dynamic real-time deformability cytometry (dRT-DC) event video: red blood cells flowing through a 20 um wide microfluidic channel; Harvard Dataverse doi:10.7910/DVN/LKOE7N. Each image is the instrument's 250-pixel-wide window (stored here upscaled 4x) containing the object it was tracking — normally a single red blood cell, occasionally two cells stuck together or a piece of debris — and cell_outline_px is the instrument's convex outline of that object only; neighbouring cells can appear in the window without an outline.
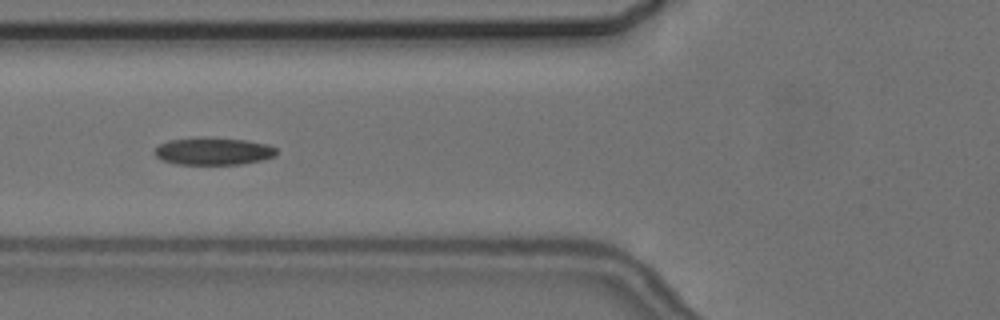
{"species": "common noctule bat (a hibernating species)", "species_latin": "Nyctalus noctula", "temperature_condition": "cold", "stored_images_in_passage": 9, "camera_frame_rate_fps": 3000, "um_per_image_px": 0.085, "animal": {"sex": "female", "body_mass_g": 24.6, "forearm_length_mm": 56.2}, "frame": {"image": 1, "passage_image": 7, "time_ms": 7.0, "image_size_px": [1000, 320], "cell_outline_px": [[276, 156], [264, 160], [240, 164], [176, 164], [160, 160], [152, 152], [160, 144], [168, 140], [200, 136], [248, 140], [268, 144], [276, 148]], "centroid_in_image_um": [18.12, 12.84], "position_along_channel_um": 107.7, "area_um2": 19.88}}
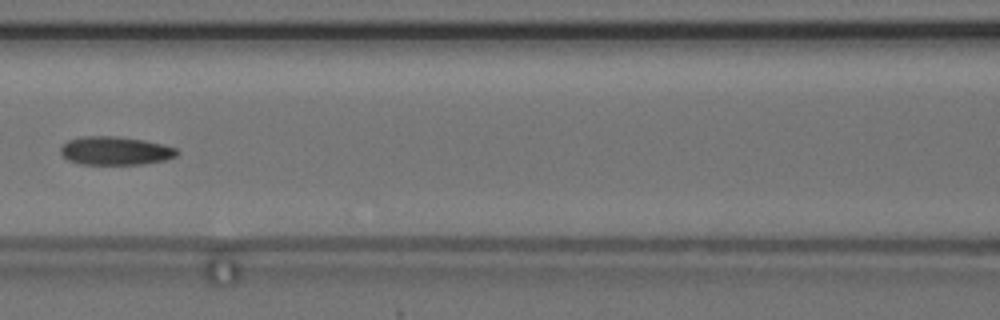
{"frame": {"image": 2, "passage_image": 8, "time_ms": 8.333, "image_size_px": [1000, 320], "cell_outline_px": [[180, 152], [176, 156], [164, 160], [144, 164], [80, 164], [68, 160], [60, 152], [60, 148], [68, 140], [84, 136], [116, 136], [144, 140], [164, 144], [176, 148]], "centroid_in_image_um": [9.82, 12.81], "position_along_channel_um": 156.8, "area_um2": 19.31}}